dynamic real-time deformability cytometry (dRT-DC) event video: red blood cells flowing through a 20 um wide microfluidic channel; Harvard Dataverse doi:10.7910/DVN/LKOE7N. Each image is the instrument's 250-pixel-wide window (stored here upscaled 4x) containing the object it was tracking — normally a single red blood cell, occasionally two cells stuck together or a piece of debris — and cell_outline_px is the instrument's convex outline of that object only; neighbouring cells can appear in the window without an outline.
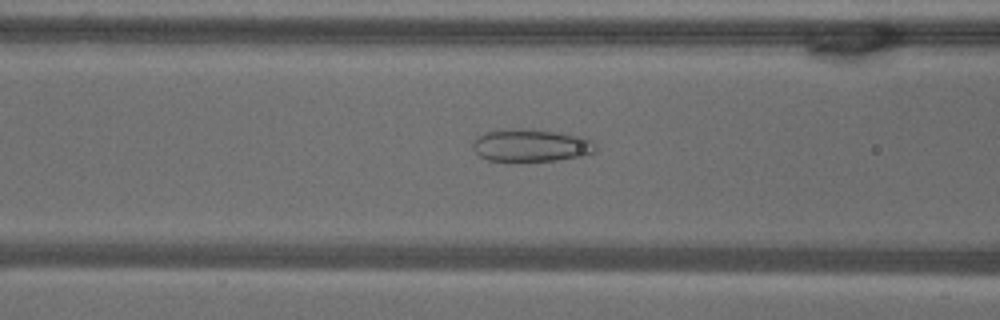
{"species": "common noctule bat (a hibernating species)", "species_latin": "Nyctalus noctula", "temperature_condition": "warm", "stored_images_in_passage": 53, "camera_frame_rate_fps": 3000, "um_per_image_px": 0.085, "animal": {"sex": "male", "body_mass_g": 18.8}, "frame": {"image": 1, "passage_image": 21, "time_ms": 6.667, "image_size_px": [1000, 320], "cell_outline_px": [[596, 152], [584, 156], [556, 160], [488, 160], [480, 156], [472, 148], [472, 140], [476, 136], [488, 132], [512, 128], [520, 128], [584, 136], [592, 140], [596, 144]], "centroid_in_image_um": [45.16, 12.35], "position_along_channel_um": 121.4, "area_um2": 23.18}}
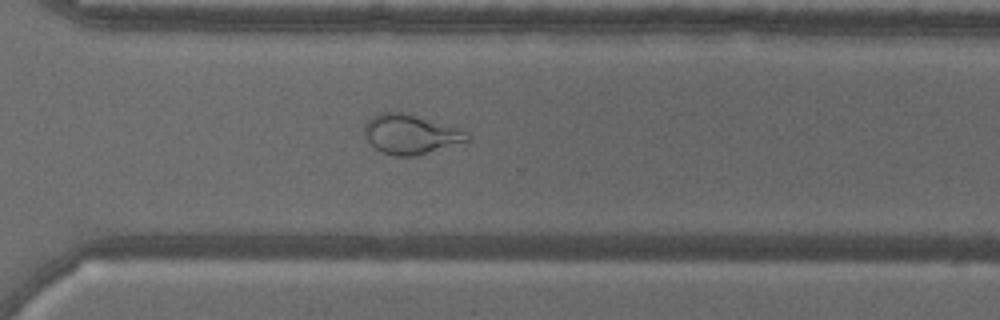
{"frame": {"image": 2, "passage_image": 38, "time_ms": 12.333, "image_size_px": [1000, 320], "cell_outline_px": [[472, 140], [416, 156], [392, 156], [380, 152], [364, 136], [364, 124], [376, 112], [408, 112], [468, 132], [472, 136]], "centroid_in_image_um": [34.9, 11.41], "position_along_channel_um": 335.7, "area_um2": 24.04}}
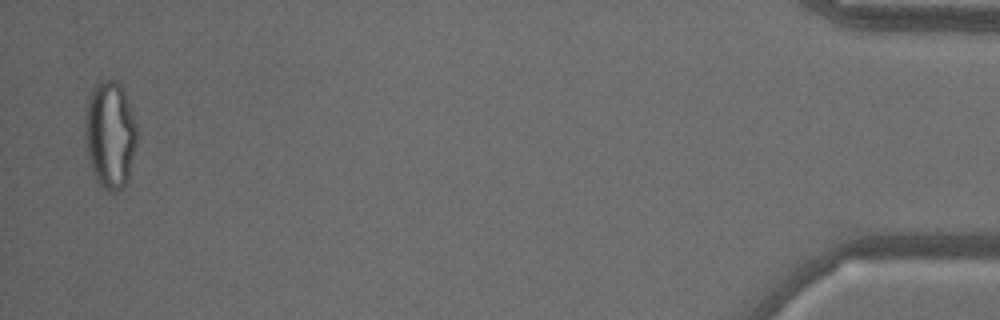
{"frame": {"image": 3, "passage_image": 52, "time_ms": 17.0, "image_size_px": [1000, 320], "cell_outline_px": [[136, 144], [128, 176], [124, 184], [116, 192], [108, 192], [96, 180], [88, 164], [84, 144], [84, 112], [88, 96], [92, 88], [96, 84], [112, 76], [120, 80], [136, 124]], "centroid_in_image_um": [9.3, 11.39], "position_along_channel_um": 425.9, "area_um2": 33.23}, "authors_computed_cell_mechanics": {"area_um2": 28.6688, "velocity_mm_per_s": 3.7851, "shape_relaxation_time_tau1_ms": null, "shape_relaxation_time_tau2_ms": 1.0326, "deformation_change_tau1": null, "deformation_change_tau2": 0.0918}}